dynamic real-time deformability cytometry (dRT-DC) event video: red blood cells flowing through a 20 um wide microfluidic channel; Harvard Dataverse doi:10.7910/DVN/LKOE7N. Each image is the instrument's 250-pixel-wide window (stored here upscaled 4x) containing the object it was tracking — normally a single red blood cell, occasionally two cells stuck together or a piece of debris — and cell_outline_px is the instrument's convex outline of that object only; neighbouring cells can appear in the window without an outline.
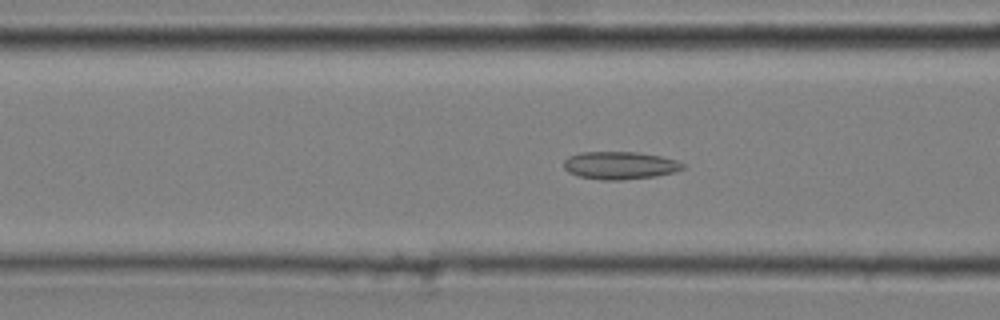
{"species": "common noctule bat (a hibernating species)", "species_latin": "Nyctalus noctula", "temperature_condition": "cold", "stored_images_in_passage": 7, "camera_frame_rate_fps": 3000, "um_per_image_px": 0.085, "animal": {"sex": "male", "body_mass_g": 20.4}, "frame": {"image": 1, "passage_image": 4, "time_ms": 1.0, "image_size_px": [1000, 320], "cell_outline_px": [[684, 168], [676, 172], [656, 176], [620, 180], [600, 180], [580, 176], [568, 172], [564, 168], [564, 160], [568, 156], [580, 152], [636, 152], [660, 156], [676, 160], [684, 164]], "centroid_in_image_um": [52.68, 14.06], "position_along_channel_um": 113.9, "area_um2": 19.25}}